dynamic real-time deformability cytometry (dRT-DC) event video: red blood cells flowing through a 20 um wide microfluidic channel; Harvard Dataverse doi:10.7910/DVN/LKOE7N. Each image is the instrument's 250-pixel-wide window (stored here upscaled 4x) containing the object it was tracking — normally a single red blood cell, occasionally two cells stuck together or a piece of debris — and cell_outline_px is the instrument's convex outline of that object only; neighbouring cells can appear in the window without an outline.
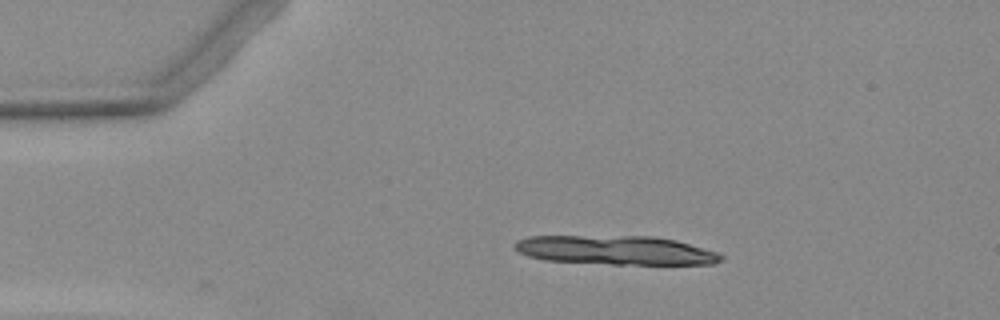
{"species": "Egyptian fruit bat (a non-hibernating species)", "species_latin": "Rousettus aegyptiacus", "temperature_condition": "warm", "stored_images_in_passage": 5, "camera_frame_rate_fps": 3000, "um_per_image_px": 0.085, "animal": {"sex": "female"}, "frame": {"image": 1, "passage_image": 1, "time_ms": 0.0, "image_size_px": [1000, 320], "cell_outline_px": [[724, 260], [712, 264], [612, 264], [544, 260], [528, 256], [512, 248], [512, 244], [516, 240], [528, 236], [652, 236], [676, 240], [716, 252], [724, 256]], "centroid_in_image_um": [52.29, 21.26], "position_along_channel_um": 32.7, "area_um2": 35.03}}
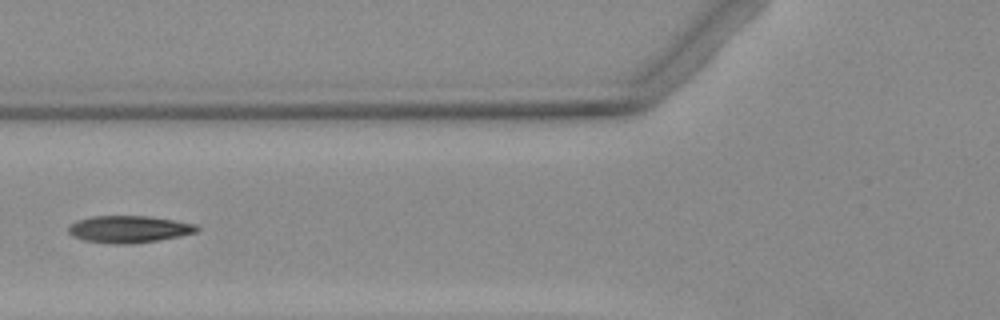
{"frame": {"image": 2, "passage_image": 4, "time_ms": 3.667, "image_size_px": [1000, 320], "cell_outline_px": [[200, 228], [196, 232], [180, 236], [132, 244], [108, 244], [84, 240], [72, 236], [68, 232], [68, 228], [76, 220], [92, 216], [148, 216], [196, 224]], "centroid_in_image_um": [10.93, 19.48], "position_along_channel_um": 114.9, "area_um2": 20.23}}
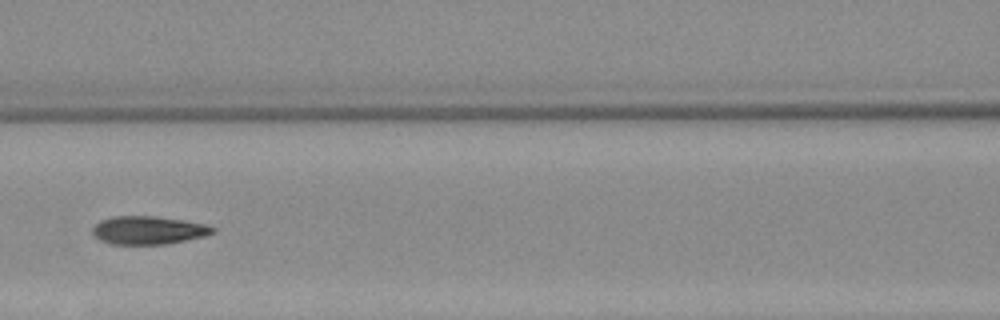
{"frame": {"image": 3, "passage_image": 5, "time_ms": 4.667, "image_size_px": [1000, 320], "cell_outline_px": [[216, 232], [204, 236], [168, 244], [112, 244], [100, 240], [92, 232], [92, 228], [100, 220], [112, 216], [156, 216], [184, 220], [204, 224], [216, 228]], "centroid_in_image_um": [12.62, 19.56], "position_along_channel_um": 154.0, "area_um2": 19.77}}